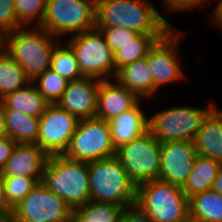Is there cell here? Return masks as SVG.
I'll list each match as a JSON object with an SVG mask.
<instances>
[{
	"mask_svg": "<svg viewBox=\"0 0 222 222\" xmlns=\"http://www.w3.org/2000/svg\"><path fill=\"white\" fill-rule=\"evenodd\" d=\"M37 145L49 156L63 155L79 119L58 104H49L39 117Z\"/></svg>",
	"mask_w": 222,
	"mask_h": 222,
	"instance_id": "cell-13",
	"label": "cell"
},
{
	"mask_svg": "<svg viewBox=\"0 0 222 222\" xmlns=\"http://www.w3.org/2000/svg\"><path fill=\"white\" fill-rule=\"evenodd\" d=\"M218 2H215L216 6H213V10L207 13L208 19L206 21L209 22V24H212L211 27H216V29H219L222 33V0H217Z\"/></svg>",
	"mask_w": 222,
	"mask_h": 222,
	"instance_id": "cell-37",
	"label": "cell"
},
{
	"mask_svg": "<svg viewBox=\"0 0 222 222\" xmlns=\"http://www.w3.org/2000/svg\"><path fill=\"white\" fill-rule=\"evenodd\" d=\"M119 222H153L136 204L122 210Z\"/></svg>",
	"mask_w": 222,
	"mask_h": 222,
	"instance_id": "cell-35",
	"label": "cell"
},
{
	"mask_svg": "<svg viewBox=\"0 0 222 222\" xmlns=\"http://www.w3.org/2000/svg\"><path fill=\"white\" fill-rule=\"evenodd\" d=\"M16 16L22 26H40L47 0H14Z\"/></svg>",
	"mask_w": 222,
	"mask_h": 222,
	"instance_id": "cell-31",
	"label": "cell"
},
{
	"mask_svg": "<svg viewBox=\"0 0 222 222\" xmlns=\"http://www.w3.org/2000/svg\"><path fill=\"white\" fill-rule=\"evenodd\" d=\"M15 146L16 142L8 136L0 138V171L6 165V162L12 154V151Z\"/></svg>",
	"mask_w": 222,
	"mask_h": 222,
	"instance_id": "cell-36",
	"label": "cell"
},
{
	"mask_svg": "<svg viewBox=\"0 0 222 222\" xmlns=\"http://www.w3.org/2000/svg\"><path fill=\"white\" fill-rule=\"evenodd\" d=\"M179 222H202L198 218L193 217L192 215H188L184 220L179 221Z\"/></svg>",
	"mask_w": 222,
	"mask_h": 222,
	"instance_id": "cell-41",
	"label": "cell"
},
{
	"mask_svg": "<svg viewBox=\"0 0 222 222\" xmlns=\"http://www.w3.org/2000/svg\"><path fill=\"white\" fill-rule=\"evenodd\" d=\"M32 82L50 104H57L69 81L49 68Z\"/></svg>",
	"mask_w": 222,
	"mask_h": 222,
	"instance_id": "cell-29",
	"label": "cell"
},
{
	"mask_svg": "<svg viewBox=\"0 0 222 222\" xmlns=\"http://www.w3.org/2000/svg\"><path fill=\"white\" fill-rule=\"evenodd\" d=\"M73 210L41 182L12 209L11 222H70Z\"/></svg>",
	"mask_w": 222,
	"mask_h": 222,
	"instance_id": "cell-12",
	"label": "cell"
},
{
	"mask_svg": "<svg viewBox=\"0 0 222 222\" xmlns=\"http://www.w3.org/2000/svg\"><path fill=\"white\" fill-rule=\"evenodd\" d=\"M165 35L166 34H137L131 42L122 45V47L114 53L115 76L121 67L146 57L155 43Z\"/></svg>",
	"mask_w": 222,
	"mask_h": 222,
	"instance_id": "cell-24",
	"label": "cell"
},
{
	"mask_svg": "<svg viewBox=\"0 0 222 222\" xmlns=\"http://www.w3.org/2000/svg\"><path fill=\"white\" fill-rule=\"evenodd\" d=\"M0 222H6V221L0 216Z\"/></svg>",
	"mask_w": 222,
	"mask_h": 222,
	"instance_id": "cell-42",
	"label": "cell"
},
{
	"mask_svg": "<svg viewBox=\"0 0 222 222\" xmlns=\"http://www.w3.org/2000/svg\"><path fill=\"white\" fill-rule=\"evenodd\" d=\"M115 156L136 186L159 179L161 143L149 130L117 148Z\"/></svg>",
	"mask_w": 222,
	"mask_h": 222,
	"instance_id": "cell-10",
	"label": "cell"
},
{
	"mask_svg": "<svg viewBox=\"0 0 222 222\" xmlns=\"http://www.w3.org/2000/svg\"><path fill=\"white\" fill-rule=\"evenodd\" d=\"M222 167V164L214 159L197 154L192 171L182 187L185 195L190 198L193 195L212 189L214 179Z\"/></svg>",
	"mask_w": 222,
	"mask_h": 222,
	"instance_id": "cell-22",
	"label": "cell"
},
{
	"mask_svg": "<svg viewBox=\"0 0 222 222\" xmlns=\"http://www.w3.org/2000/svg\"><path fill=\"white\" fill-rule=\"evenodd\" d=\"M0 216L6 221H10L12 216V209L6 202L5 195H4V188L2 182L0 180Z\"/></svg>",
	"mask_w": 222,
	"mask_h": 222,
	"instance_id": "cell-38",
	"label": "cell"
},
{
	"mask_svg": "<svg viewBox=\"0 0 222 222\" xmlns=\"http://www.w3.org/2000/svg\"><path fill=\"white\" fill-rule=\"evenodd\" d=\"M217 1V0H215ZM213 0H162L161 4L163 3V9L160 10L161 14L163 12V16L165 17L166 14H173L172 12H188L194 11L197 8L199 9L202 6H207L208 4H212ZM167 11V12H166Z\"/></svg>",
	"mask_w": 222,
	"mask_h": 222,
	"instance_id": "cell-34",
	"label": "cell"
},
{
	"mask_svg": "<svg viewBox=\"0 0 222 222\" xmlns=\"http://www.w3.org/2000/svg\"><path fill=\"white\" fill-rule=\"evenodd\" d=\"M50 69L57 72L67 81H74L83 78L75 52L65 41H60L54 48Z\"/></svg>",
	"mask_w": 222,
	"mask_h": 222,
	"instance_id": "cell-28",
	"label": "cell"
},
{
	"mask_svg": "<svg viewBox=\"0 0 222 222\" xmlns=\"http://www.w3.org/2000/svg\"><path fill=\"white\" fill-rule=\"evenodd\" d=\"M19 27L14 0H0V39Z\"/></svg>",
	"mask_w": 222,
	"mask_h": 222,
	"instance_id": "cell-33",
	"label": "cell"
},
{
	"mask_svg": "<svg viewBox=\"0 0 222 222\" xmlns=\"http://www.w3.org/2000/svg\"><path fill=\"white\" fill-rule=\"evenodd\" d=\"M7 136L5 115H4V105L0 100V138Z\"/></svg>",
	"mask_w": 222,
	"mask_h": 222,
	"instance_id": "cell-39",
	"label": "cell"
},
{
	"mask_svg": "<svg viewBox=\"0 0 222 222\" xmlns=\"http://www.w3.org/2000/svg\"><path fill=\"white\" fill-rule=\"evenodd\" d=\"M60 41L40 26H22L5 34L0 45L32 82L50 68L53 50Z\"/></svg>",
	"mask_w": 222,
	"mask_h": 222,
	"instance_id": "cell-2",
	"label": "cell"
},
{
	"mask_svg": "<svg viewBox=\"0 0 222 222\" xmlns=\"http://www.w3.org/2000/svg\"><path fill=\"white\" fill-rule=\"evenodd\" d=\"M197 155L193 141L161 143L159 180L183 187Z\"/></svg>",
	"mask_w": 222,
	"mask_h": 222,
	"instance_id": "cell-14",
	"label": "cell"
},
{
	"mask_svg": "<svg viewBox=\"0 0 222 222\" xmlns=\"http://www.w3.org/2000/svg\"><path fill=\"white\" fill-rule=\"evenodd\" d=\"M0 180L6 202L11 209L16 207L39 184L35 178L26 176L0 177Z\"/></svg>",
	"mask_w": 222,
	"mask_h": 222,
	"instance_id": "cell-30",
	"label": "cell"
},
{
	"mask_svg": "<svg viewBox=\"0 0 222 222\" xmlns=\"http://www.w3.org/2000/svg\"><path fill=\"white\" fill-rule=\"evenodd\" d=\"M144 101L141 99L133 108L108 122L115 149L135 140L149 130V115L142 107Z\"/></svg>",
	"mask_w": 222,
	"mask_h": 222,
	"instance_id": "cell-18",
	"label": "cell"
},
{
	"mask_svg": "<svg viewBox=\"0 0 222 222\" xmlns=\"http://www.w3.org/2000/svg\"><path fill=\"white\" fill-rule=\"evenodd\" d=\"M41 183L75 210L90 201L88 163L49 156Z\"/></svg>",
	"mask_w": 222,
	"mask_h": 222,
	"instance_id": "cell-3",
	"label": "cell"
},
{
	"mask_svg": "<svg viewBox=\"0 0 222 222\" xmlns=\"http://www.w3.org/2000/svg\"><path fill=\"white\" fill-rule=\"evenodd\" d=\"M115 154L109 123L92 117L79 120L63 155L72 160L90 163Z\"/></svg>",
	"mask_w": 222,
	"mask_h": 222,
	"instance_id": "cell-9",
	"label": "cell"
},
{
	"mask_svg": "<svg viewBox=\"0 0 222 222\" xmlns=\"http://www.w3.org/2000/svg\"><path fill=\"white\" fill-rule=\"evenodd\" d=\"M30 82L23 68L0 45V100Z\"/></svg>",
	"mask_w": 222,
	"mask_h": 222,
	"instance_id": "cell-25",
	"label": "cell"
},
{
	"mask_svg": "<svg viewBox=\"0 0 222 222\" xmlns=\"http://www.w3.org/2000/svg\"><path fill=\"white\" fill-rule=\"evenodd\" d=\"M184 35H186L184 31L172 28L147 54L148 66L154 78V98L165 85L187 80L188 76L185 75L182 66V50L179 46L182 38L185 39Z\"/></svg>",
	"mask_w": 222,
	"mask_h": 222,
	"instance_id": "cell-11",
	"label": "cell"
},
{
	"mask_svg": "<svg viewBox=\"0 0 222 222\" xmlns=\"http://www.w3.org/2000/svg\"><path fill=\"white\" fill-rule=\"evenodd\" d=\"M95 25L96 0H47L40 27L64 40L68 35L92 30Z\"/></svg>",
	"mask_w": 222,
	"mask_h": 222,
	"instance_id": "cell-7",
	"label": "cell"
},
{
	"mask_svg": "<svg viewBox=\"0 0 222 222\" xmlns=\"http://www.w3.org/2000/svg\"><path fill=\"white\" fill-rule=\"evenodd\" d=\"M100 81L91 77L69 81L57 104L79 120L95 117Z\"/></svg>",
	"mask_w": 222,
	"mask_h": 222,
	"instance_id": "cell-15",
	"label": "cell"
},
{
	"mask_svg": "<svg viewBox=\"0 0 222 222\" xmlns=\"http://www.w3.org/2000/svg\"><path fill=\"white\" fill-rule=\"evenodd\" d=\"M189 207L190 215L202 222H222V195L212 189L190 197Z\"/></svg>",
	"mask_w": 222,
	"mask_h": 222,
	"instance_id": "cell-26",
	"label": "cell"
},
{
	"mask_svg": "<svg viewBox=\"0 0 222 222\" xmlns=\"http://www.w3.org/2000/svg\"><path fill=\"white\" fill-rule=\"evenodd\" d=\"M193 143L197 154L222 164V109L218 105L203 120Z\"/></svg>",
	"mask_w": 222,
	"mask_h": 222,
	"instance_id": "cell-19",
	"label": "cell"
},
{
	"mask_svg": "<svg viewBox=\"0 0 222 222\" xmlns=\"http://www.w3.org/2000/svg\"><path fill=\"white\" fill-rule=\"evenodd\" d=\"M149 0H96L95 27H126L138 34H167L173 24Z\"/></svg>",
	"mask_w": 222,
	"mask_h": 222,
	"instance_id": "cell-1",
	"label": "cell"
},
{
	"mask_svg": "<svg viewBox=\"0 0 222 222\" xmlns=\"http://www.w3.org/2000/svg\"><path fill=\"white\" fill-rule=\"evenodd\" d=\"M218 104L208 100L205 107L187 105L161 108L149 115V131L160 142L193 141L203 120Z\"/></svg>",
	"mask_w": 222,
	"mask_h": 222,
	"instance_id": "cell-6",
	"label": "cell"
},
{
	"mask_svg": "<svg viewBox=\"0 0 222 222\" xmlns=\"http://www.w3.org/2000/svg\"><path fill=\"white\" fill-rule=\"evenodd\" d=\"M64 40L75 52L83 77L101 81L115 78V55L99 29L84 31Z\"/></svg>",
	"mask_w": 222,
	"mask_h": 222,
	"instance_id": "cell-8",
	"label": "cell"
},
{
	"mask_svg": "<svg viewBox=\"0 0 222 222\" xmlns=\"http://www.w3.org/2000/svg\"><path fill=\"white\" fill-rule=\"evenodd\" d=\"M7 136L16 143L36 144L39 117H31L14 109H4Z\"/></svg>",
	"mask_w": 222,
	"mask_h": 222,
	"instance_id": "cell-23",
	"label": "cell"
},
{
	"mask_svg": "<svg viewBox=\"0 0 222 222\" xmlns=\"http://www.w3.org/2000/svg\"><path fill=\"white\" fill-rule=\"evenodd\" d=\"M90 200L123 208L136 202V185L116 156L88 163Z\"/></svg>",
	"mask_w": 222,
	"mask_h": 222,
	"instance_id": "cell-4",
	"label": "cell"
},
{
	"mask_svg": "<svg viewBox=\"0 0 222 222\" xmlns=\"http://www.w3.org/2000/svg\"><path fill=\"white\" fill-rule=\"evenodd\" d=\"M4 109H14L31 117H40L50 104L33 82L1 99Z\"/></svg>",
	"mask_w": 222,
	"mask_h": 222,
	"instance_id": "cell-21",
	"label": "cell"
},
{
	"mask_svg": "<svg viewBox=\"0 0 222 222\" xmlns=\"http://www.w3.org/2000/svg\"><path fill=\"white\" fill-rule=\"evenodd\" d=\"M101 31L104 35L106 43L115 53L122 45H125L138 34L133 30L127 29L126 27H95Z\"/></svg>",
	"mask_w": 222,
	"mask_h": 222,
	"instance_id": "cell-32",
	"label": "cell"
},
{
	"mask_svg": "<svg viewBox=\"0 0 222 222\" xmlns=\"http://www.w3.org/2000/svg\"><path fill=\"white\" fill-rule=\"evenodd\" d=\"M212 190L222 195V167L219 169L214 179Z\"/></svg>",
	"mask_w": 222,
	"mask_h": 222,
	"instance_id": "cell-40",
	"label": "cell"
},
{
	"mask_svg": "<svg viewBox=\"0 0 222 222\" xmlns=\"http://www.w3.org/2000/svg\"><path fill=\"white\" fill-rule=\"evenodd\" d=\"M49 155L37 144L16 143L0 177L26 176L42 181Z\"/></svg>",
	"mask_w": 222,
	"mask_h": 222,
	"instance_id": "cell-16",
	"label": "cell"
},
{
	"mask_svg": "<svg viewBox=\"0 0 222 222\" xmlns=\"http://www.w3.org/2000/svg\"><path fill=\"white\" fill-rule=\"evenodd\" d=\"M135 204L153 222H179L190 214L189 198L182 187L159 179L136 186Z\"/></svg>",
	"mask_w": 222,
	"mask_h": 222,
	"instance_id": "cell-5",
	"label": "cell"
},
{
	"mask_svg": "<svg viewBox=\"0 0 222 222\" xmlns=\"http://www.w3.org/2000/svg\"><path fill=\"white\" fill-rule=\"evenodd\" d=\"M114 79L140 99L148 103V100L154 99V78L148 66L147 56L121 67Z\"/></svg>",
	"mask_w": 222,
	"mask_h": 222,
	"instance_id": "cell-20",
	"label": "cell"
},
{
	"mask_svg": "<svg viewBox=\"0 0 222 222\" xmlns=\"http://www.w3.org/2000/svg\"><path fill=\"white\" fill-rule=\"evenodd\" d=\"M122 206L90 200L72 212L73 222H119Z\"/></svg>",
	"mask_w": 222,
	"mask_h": 222,
	"instance_id": "cell-27",
	"label": "cell"
},
{
	"mask_svg": "<svg viewBox=\"0 0 222 222\" xmlns=\"http://www.w3.org/2000/svg\"><path fill=\"white\" fill-rule=\"evenodd\" d=\"M141 99L115 79L102 80L98 88L96 115L107 122L133 108Z\"/></svg>",
	"mask_w": 222,
	"mask_h": 222,
	"instance_id": "cell-17",
	"label": "cell"
}]
</instances>
